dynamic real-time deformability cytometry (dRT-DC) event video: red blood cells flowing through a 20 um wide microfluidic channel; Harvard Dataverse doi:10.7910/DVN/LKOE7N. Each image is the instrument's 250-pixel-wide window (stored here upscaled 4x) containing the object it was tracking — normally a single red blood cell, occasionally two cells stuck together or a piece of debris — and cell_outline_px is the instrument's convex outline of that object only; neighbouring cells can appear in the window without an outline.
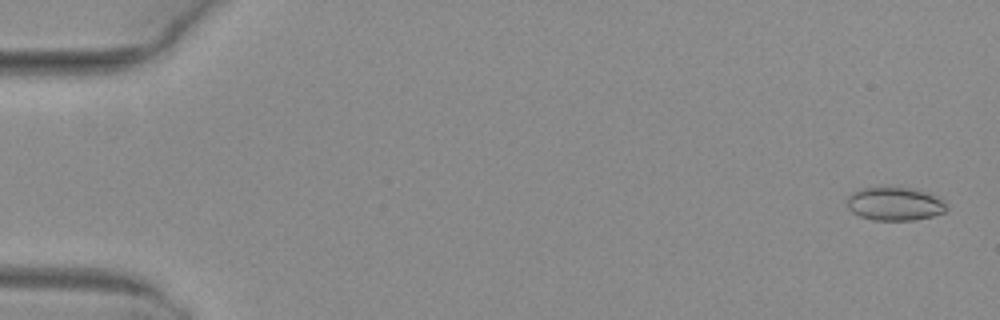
{"species": "common noctule bat (a hibernating species)", "species_latin": "Nyctalus noctula", "temperature_condition": "warm", "stored_images_in_passage": 5, "camera_frame_rate_fps": 3000, "um_per_image_px": 0.085, "animal": {"sex": "female", "body_mass_g": 29.2, "forearm_length_mm": 56.3}, "frame": {"image": 1, "passage_image": 1, "time_ms": 0.0, "image_size_px": [1000, 320], "cell_outline_px": [[948, 208], [944, 212], [932, 216], [912, 220], [872, 220], [860, 216], [852, 212], [848, 208], [848, 196], [852, 192], [864, 188], [912, 188], [924, 192], [944, 200], [948, 204]], "centroid_in_image_um": [76.07, 17.34], "position_along_channel_um": 8.9, "area_um2": 19.13}}
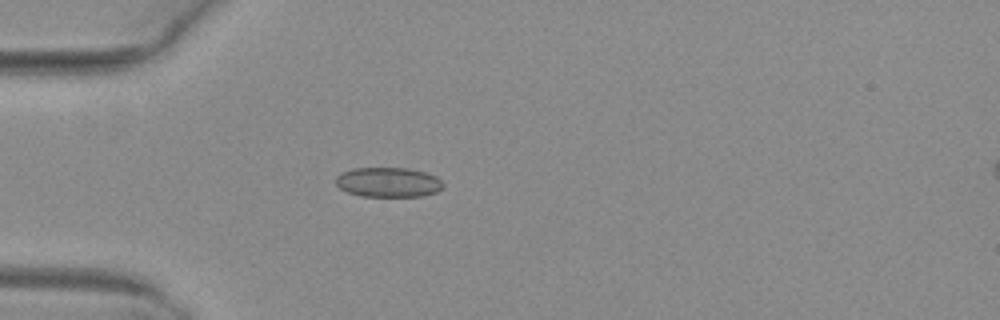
{"frame": {"image": 2, "passage_image": 5, "time_ms": 1.333, "image_size_px": [1000, 320], "cell_outline_px": [[444, 188], [436, 192], [424, 196], [360, 196], [348, 192], [340, 188], [336, 184], [336, 176], [352, 168], [408, 168], [424, 172], [436, 176], [444, 184]], "centroid_in_image_um": [33.03, 15.49], "position_along_channel_um": 52.0, "area_um2": 18.61}}